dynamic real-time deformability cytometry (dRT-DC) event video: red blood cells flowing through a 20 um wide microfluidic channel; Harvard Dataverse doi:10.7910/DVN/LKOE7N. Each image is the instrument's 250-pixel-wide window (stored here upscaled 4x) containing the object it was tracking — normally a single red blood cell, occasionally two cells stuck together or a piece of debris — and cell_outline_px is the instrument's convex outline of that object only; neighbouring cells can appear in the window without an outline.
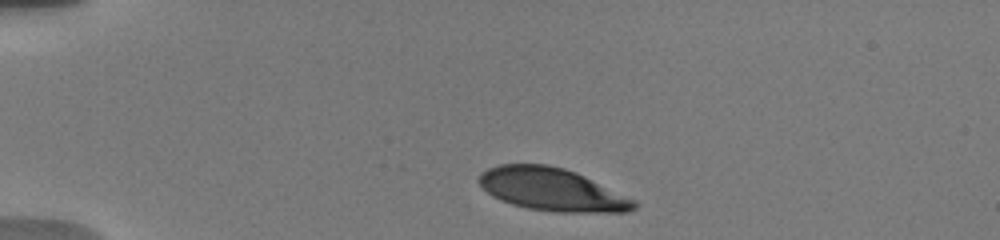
{"species": "human", "species_latin": "Homo sapiens", "temperature_condition": "warm", "stored_images_in_passage": 28, "camera_frame_rate_fps": 3000, "um_per_image_px": 0.085, "donor": {"sex": "male"}, "frame": {"image": 1, "passage_image": 1, "time_ms": 0.0, "image_size_px": [1000, 240], "cell_outline_px": [[640, 204], [636, 208], [628, 212], [556, 212], [528, 208], [512, 204], [500, 200], [492, 196], [476, 180], [480, 172], [488, 168], [500, 164], [548, 164], [564, 168], [576, 172], [636, 200]], "centroid_in_image_um": [46.92, 16.1], "position_along_channel_um": 38.1, "area_um2": 38.78}}
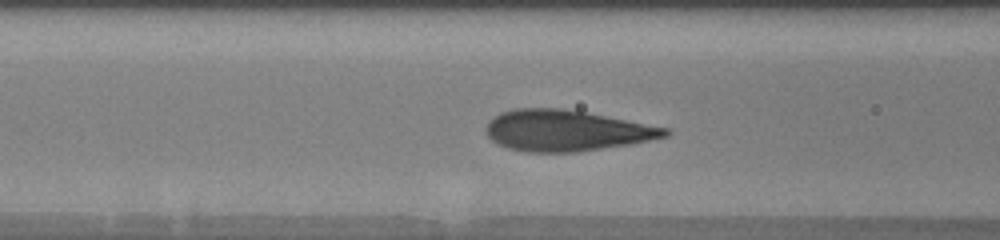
{"frame": {"image": 2, "passage_image": 12, "time_ms": 3.667, "image_size_px": [1000, 240], "cell_outline_px": [[672, 132], [668, 136], [628, 144], [576, 152], [524, 152], [508, 148], [492, 140], [484, 132], [488, 120], [500, 112], [512, 108], [560, 108], [584, 112], [668, 128]], "centroid_in_image_um": [48.07, 11.09], "position_along_channel_um": 118.5, "area_um2": 42.54}}
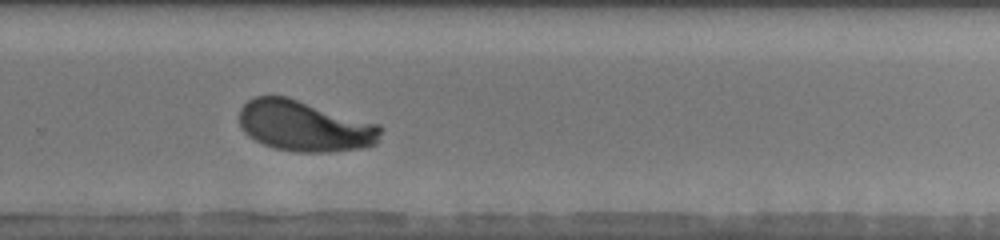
{"frame": {"image": 3, "passage_image": 19, "time_ms": 8.667, "image_size_px": [1000, 240], "cell_outline_px": [[384, 128], [376, 144], [364, 148], [332, 152], [292, 152], [272, 148], [248, 136], [240, 128], [240, 108], [252, 96], [288, 96], [380, 124]], "centroid_in_image_um": [25.91, 10.71], "position_along_channel_um": 303.9, "area_um2": 42.48}, "authors_computed_cell_mechanics": {"area_um2": 42.1362, "velocity_mm_per_s": 3.7179, "shape_relaxation_time_tau1_ms": 2.8656, "shape_relaxation_time_tau2_ms": null, "deformation_change_tau1": 0.1653, "deformation_change_tau2": null}}